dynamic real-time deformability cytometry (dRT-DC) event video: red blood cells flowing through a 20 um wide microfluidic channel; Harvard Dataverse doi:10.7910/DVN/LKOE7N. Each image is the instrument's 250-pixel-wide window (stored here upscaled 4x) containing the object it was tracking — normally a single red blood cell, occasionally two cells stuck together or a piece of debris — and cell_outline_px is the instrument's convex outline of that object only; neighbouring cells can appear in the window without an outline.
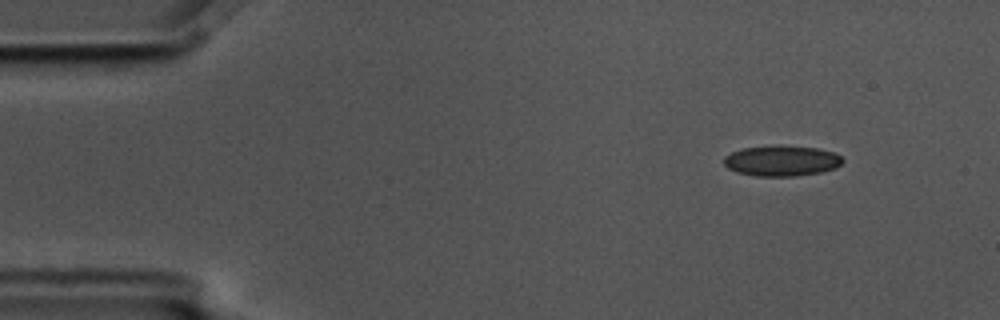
{"species": "common noctule bat (a hibernating species)", "species_latin": "Nyctalus noctula", "temperature_condition": "cold", "stored_images_in_passage": 2, "camera_frame_rate_fps": 3000, "um_per_image_px": 0.085, "animal": {"sex": "male", "body_mass_g": 17.5, "forearm_length_mm": 52.3}, "frame": {"image": 1, "passage_image": 1, "time_ms": 0.0, "image_size_px": [1000, 320], "cell_outline_px": [[844, 160], [836, 168], [820, 172], [796, 176], [756, 176], [736, 172], [728, 168], [724, 164], [724, 156], [732, 152], [744, 148], [816, 148], [832, 152], [840, 156]], "centroid_in_image_um": [66.43, 13.72], "position_along_channel_um": 18.6, "area_um2": 20.23}}